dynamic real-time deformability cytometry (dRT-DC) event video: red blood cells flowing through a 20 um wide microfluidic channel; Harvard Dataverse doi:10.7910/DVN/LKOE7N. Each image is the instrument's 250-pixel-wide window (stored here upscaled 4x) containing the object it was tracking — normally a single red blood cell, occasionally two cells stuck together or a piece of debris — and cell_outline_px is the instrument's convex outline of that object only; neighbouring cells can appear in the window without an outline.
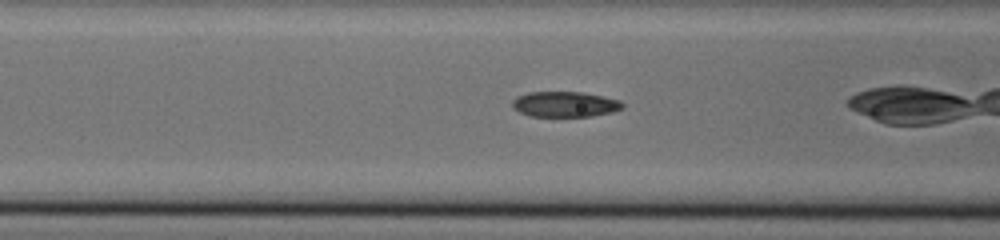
{"species": "common noctule bat (a hibernating species)", "species_latin": "Nyctalus noctula", "temperature_condition": "cold", "stored_images_in_passage": 36, "camera_frame_rate_fps": 3000, "um_per_image_px": 0.085, "animal": {"sex": "male", "body_mass_g": 20.0, "forearm_length_mm": 53.3}, "frame": {"image": 1, "passage_image": 15, "time_ms": 4.667, "image_size_px": [1000, 240], "cell_outline_px": [[624, 108], [612, 112], [592, 116], [528, 116], [512, 108], [512, 100], [516, 96], [528, 92], [580, 92], [604, 96], [620, 100], [624, 104]], "centroid_in_image_um": [48.01, 8.86], "position_along_channel_um": 118.6, "area_um2": 16.47}}
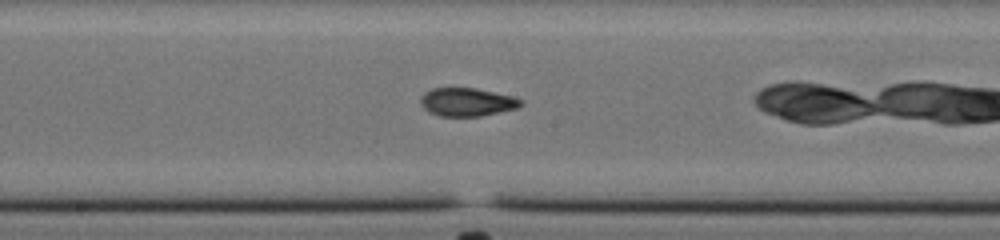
{"frame": {"image": 2, "passage_image": 22, "time_ms": 7.0, "image_size_px": [1000, 240], "cell_outline_px": [[524, 104], [516, 108], [480, 116], [440, 116], [428, 112], [420, 104], [420, 96], [424, 92], [432, 88], [476, 88], [512, 96], [524, 100]], "centroid_in_image_um": [39.67, 8.67], "position_along_channel_um": 208.5, "area_um2": 16.59}}
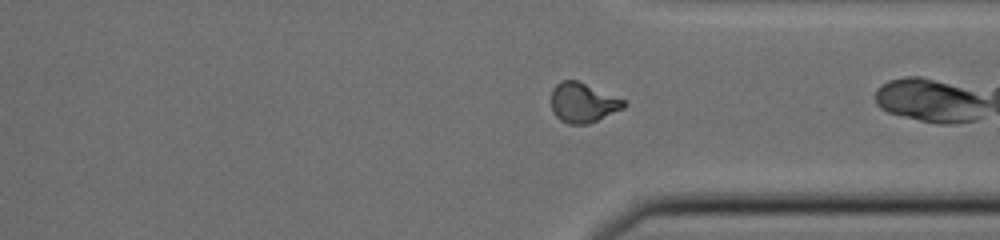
{"frame": {"image": 3, "passage_image": 34, "time_ms": 11.0, "image_size_px": [1000, 240], "cell_outline_px": [[628, 104], [624, 108], [588, 124], [568, 124], [560, 120], [552, 112], [552, 88], [560, 80], [576, 80], [628, 100]], "centroid_in_image_um": [49.58, 8.72], "position_along_channel_um": 361.8, "area_um2": 16.99}}